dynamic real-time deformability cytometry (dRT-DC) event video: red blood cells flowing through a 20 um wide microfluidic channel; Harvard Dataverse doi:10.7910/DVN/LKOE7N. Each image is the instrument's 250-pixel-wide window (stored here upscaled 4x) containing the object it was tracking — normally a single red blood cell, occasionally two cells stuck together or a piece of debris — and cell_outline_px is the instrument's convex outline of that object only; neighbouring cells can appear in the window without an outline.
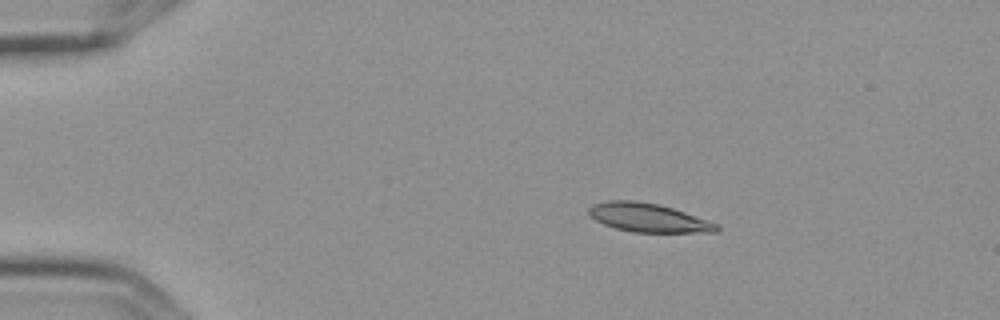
{"species": "Egyptian fruit bat (a non-hibernating species)", "species_latin": "Rousettus aegyptiacus", "temperature_condition": "cold", "stored_images_in_passage": 5, "camera_frame_rate_fps": 3000, "um_per_image_px": 0.085, "frame": {"image": 1, "passage_image": 3, "time_ms": 0.667, "image_size_px": [1000, 320], "cell_outline_px": [[720, 228], [716, 232], [632, 232], [616, 228], [604, 224], [596, 220], [588, 212], [588, 208], [592, 204], [608, 200], [636, 200], [660, 204], [720, 224]], "centroid_in_image_um": [55.11, 18.49], "position_along_channel_um": 29.9, "area_um2": 21.39}}